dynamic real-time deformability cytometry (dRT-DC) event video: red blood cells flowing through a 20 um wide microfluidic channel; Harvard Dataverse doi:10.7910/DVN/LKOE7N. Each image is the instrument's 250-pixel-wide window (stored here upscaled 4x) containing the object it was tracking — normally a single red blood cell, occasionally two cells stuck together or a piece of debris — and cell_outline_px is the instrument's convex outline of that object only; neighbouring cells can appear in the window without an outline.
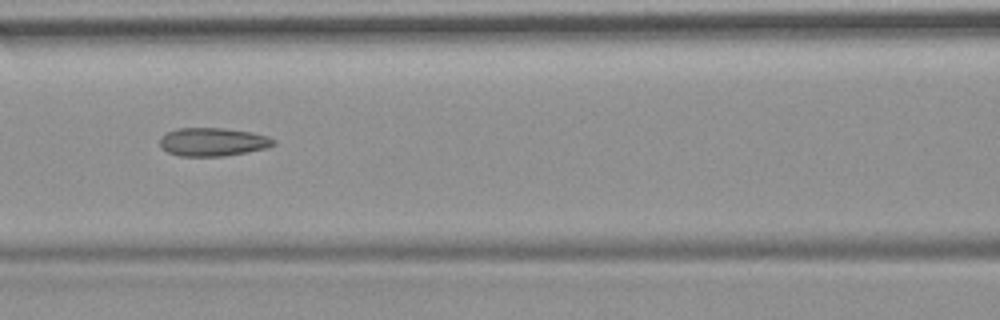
{"species": "common noctule bat (a hibernating species)", "species_latin": "Nyctalus noctula", "temperature_condition": "room temperature", "stored_images_in_passage": 9, "camera_frame_rate_fps": 3000, "um_per_image_px": 0.085, "animal": {"sex": "female", "body_mass_g": 19.9}, "frame": {"image": 1, "passage_image": 6, "time_ms": 5.667, "image_size_px": [1000, 320], "cell_outline_px": [[276, 144], [268, 148], [248, 152], [224, 156], [180, 156], [168, 152], [160, 144], [160, 136], [176, 128], [224, 128], [252, 132], [268, 136], [276, 140]], "centroid_in_image_um": [18.13, 12.06], "position_along_channel_um": 148.5, "area_um2": 18.9}}
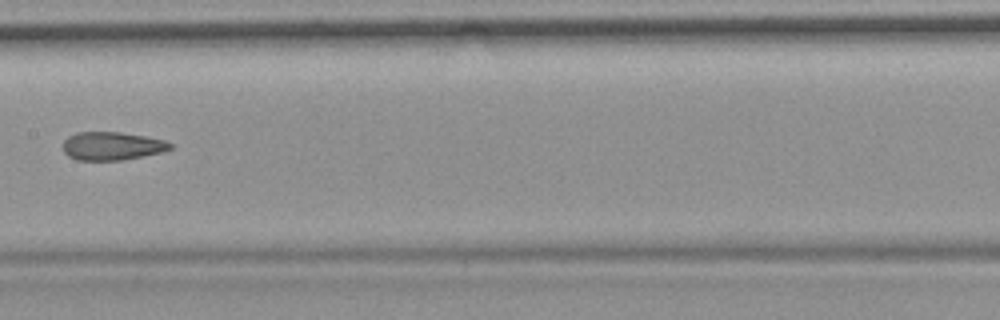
{"frame": {"image": 2, "passage_image": 7, "time_ms": 7.0, "image_size_px": [1000, 320], "cell_outline_px": [[172, 148], [164, 152], [124, 160], [76, 160], [68, 156], [64, 152], [64, 140], [68, 136], [76, 132], [120, 132], [148, 136], [164, 140], [172, 144]], "centroid_in_image_um": [9.54, 12.41], "position_along_channel_um": 197.9, "area_um2": 17.86}}